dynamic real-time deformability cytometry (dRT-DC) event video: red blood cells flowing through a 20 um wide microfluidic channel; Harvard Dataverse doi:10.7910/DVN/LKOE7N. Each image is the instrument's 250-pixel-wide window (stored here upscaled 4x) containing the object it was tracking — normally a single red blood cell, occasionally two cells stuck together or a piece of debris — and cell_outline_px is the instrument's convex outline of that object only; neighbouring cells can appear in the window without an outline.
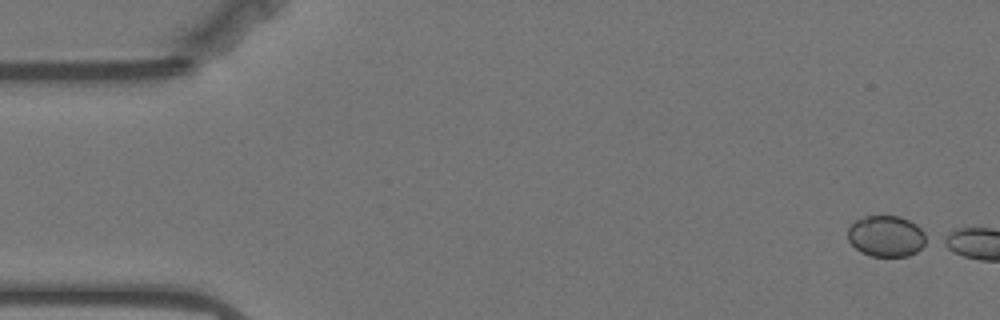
{"species": "Egyptian fruit bat (a non-hibernating species)", "species_latin": "Rousettus aegyptiacus", "temperature_condition": "warm", "stored_images_in_passage": 5, "camera_frame_rate_fps": 3000, "um_per_image_px": 0.085, "animal": {"sex": "female"}, "frame": {"image": 1, "passage_image": 1, "time_ms": 0.0, "image_size_px": [1000, 320], "cell_outline_px": [[932, 240], [928, 244], [916, 252], [908, 256], [872, 256], [860, 252], [848, 240], [848, 228], [856, 220], [864, 216], [900, 216], [916, 224]], "centroid_in_image_um": [75.39, 20.08], "position_along_channel_um": 9.6, "area_um2": 19.13}}